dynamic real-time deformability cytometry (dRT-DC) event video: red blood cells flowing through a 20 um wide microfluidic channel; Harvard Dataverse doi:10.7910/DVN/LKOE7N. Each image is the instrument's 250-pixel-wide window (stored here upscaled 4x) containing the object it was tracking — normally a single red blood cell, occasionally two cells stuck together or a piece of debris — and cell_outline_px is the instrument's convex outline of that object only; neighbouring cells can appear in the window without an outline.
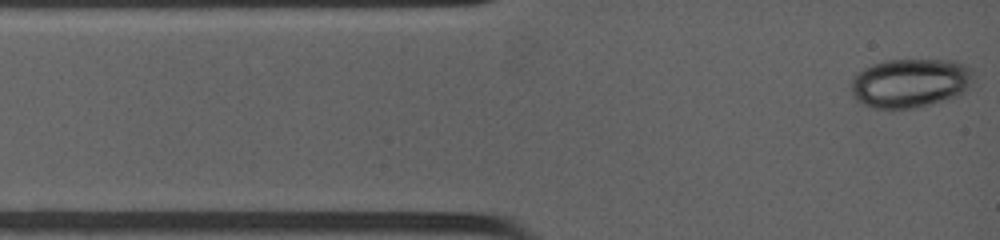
{"species": "common noctule bat (a hibernating species)", "species_latin": "Nyctalus noctula", "temperature_condition": "warm", "stored_images_in_passage": 17, "camera_frame_rate_fps": 4500, "um_per_image_px": 0.085, "animal": {"sex": "female", "body_mass_g": 19.0, "forearm_length_mm": 53.3}, "frame": {"image": 1, "passage_image": 1, "time_ms": 0.0, "image_size_px": [1000, 240], "cell_outline_px": [[972, 84], [960, 96], [916, 108], [876, 108], [864, 104], [856, 100], [852, 96], [852, 76], [864, 68], [872, 64], [888, 60], [956, 60], [972, 68]], "centroid_in_image_um": [77.4, 7.05], "position_along_channel_um": 7.6, "area_um2": 35.26}}
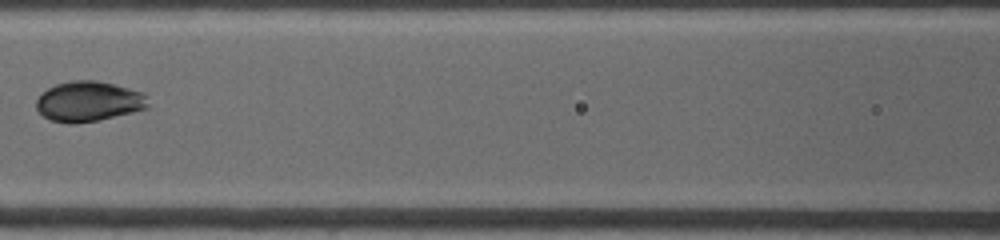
{"frame": {"image": 2, "passage_image": 10, "time_ms": 4.889, "image_size_px": [1000, 240], "cell_outline_px": [[148, 108], [100, 120], [72, 124], [68, 124], [48, 120], [36, 108], [36, 100], [48, 88], [56, 84], [72, 80], [96, 80], [128, 88], [140, 92], [148, 96]], "centroid_in_image_um": [7.52, 8.63], "position_along_channel_um": 159.1, "area_um2": 26.18}}
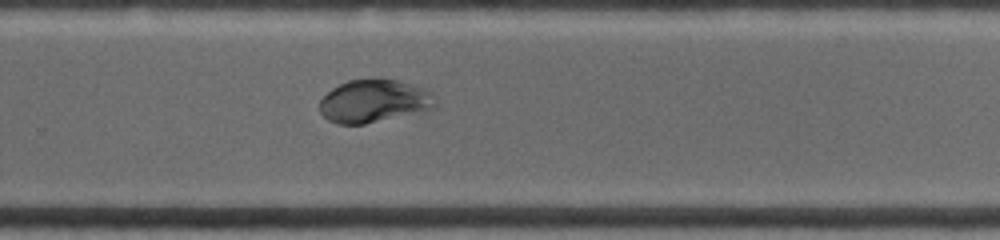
{"frame": {"image": 3, "passage_image": 17, "time_ms": 8.444, "image_size_px": [1000, 240], "cell_outline_px": [[436, 108], [364, 124], [336, 124], [328, 120], [320, 112], [320, 100], [332, 88], [348, 80], [368, 76], [380, 76], [396, 80], [424, 88], [432, 92], [436, 104]], "centroid_in_image_um": [31.78, 8.55], "position_along_channel_um": 298.0, "area_um2": 29.42}}